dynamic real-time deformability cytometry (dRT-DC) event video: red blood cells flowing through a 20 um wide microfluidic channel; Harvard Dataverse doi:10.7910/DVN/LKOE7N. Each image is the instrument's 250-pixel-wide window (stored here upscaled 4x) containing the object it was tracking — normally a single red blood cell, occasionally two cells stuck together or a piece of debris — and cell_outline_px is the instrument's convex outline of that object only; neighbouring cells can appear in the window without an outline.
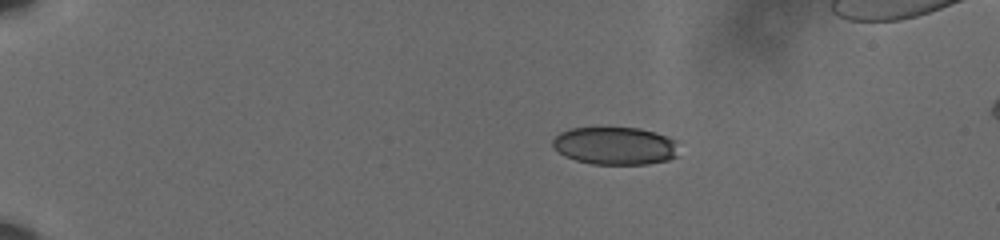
{"species": "human", "species_latin": "Homo sapiens", "temperature_condition": "cold", "stored_images_in_passage": 49, "camera_frame_rate_fps": 3000, "um_per_image_px": 0.085, "donor": {"sex": "male"}, "frame": {"image": 1, "passage_image": 1, "time_ms": 0.0, "image_size_px": [1000, 240], "cell_outline_px": [[676, 156], [668, 160], [648, 164], [592, 164], [576, 160], [564, 156], [552, 144], [552, 140], [560, 132], [572, 128], [640, 128], [676, 140]], "centroid_in_image_um": [52.26, 12.4], "position_along_channel_um": 32.7, "area_um2": 27.46}}
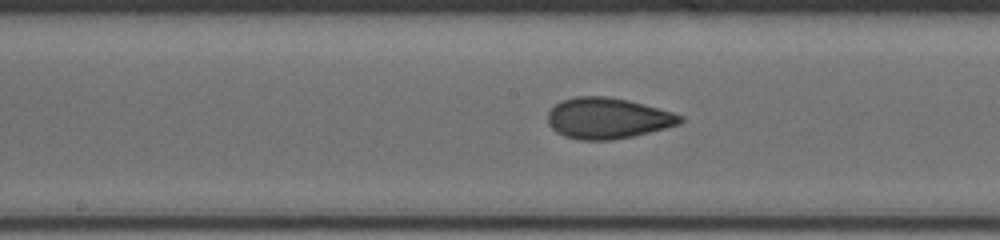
{"frame": {"image": 2, "passage_image": 22, "time_ms": 7.0, "image_size_px": [1000, 240], "cell_outline_px": [[684, 120], [680, 124], [632, 136], [612, 140], [580, 140], [564, 136], [556, 132], [548, 124], [548, 112], [556, 104], [564, 100], [576, 96], [608, 96], [628, 100], [672, 112], [684, 116]], "centroid_in_image_um": [51.64, 10.05], "position_along_channel_um": 196.6, "area_um2": 31.44}}
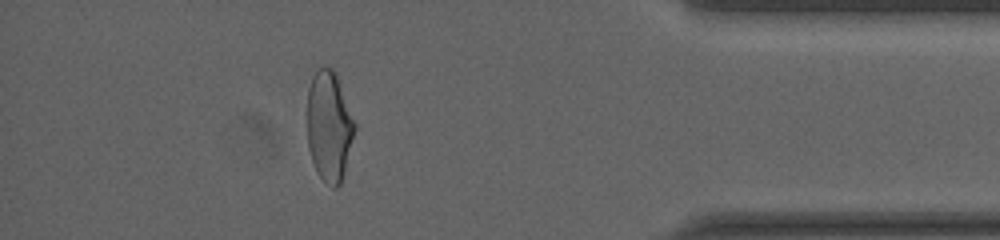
{"frame": {"image": 3, "passage_image": 42, "time_ms": 13.667, "image_size_px": [1000, 240], "cell_outline_px": [[356, 128], [344, 172], [340, 184], [336, 188], [332, 188], [316, 172], [308, 148], [308, 88], [312, 76], [320, 68], [332, 68], [336, 76], [356, 124]], "centroid_in_image_um": [27.97, 10.77], "position_along_channel_um": 407.2, "area_um2": 30.06}}